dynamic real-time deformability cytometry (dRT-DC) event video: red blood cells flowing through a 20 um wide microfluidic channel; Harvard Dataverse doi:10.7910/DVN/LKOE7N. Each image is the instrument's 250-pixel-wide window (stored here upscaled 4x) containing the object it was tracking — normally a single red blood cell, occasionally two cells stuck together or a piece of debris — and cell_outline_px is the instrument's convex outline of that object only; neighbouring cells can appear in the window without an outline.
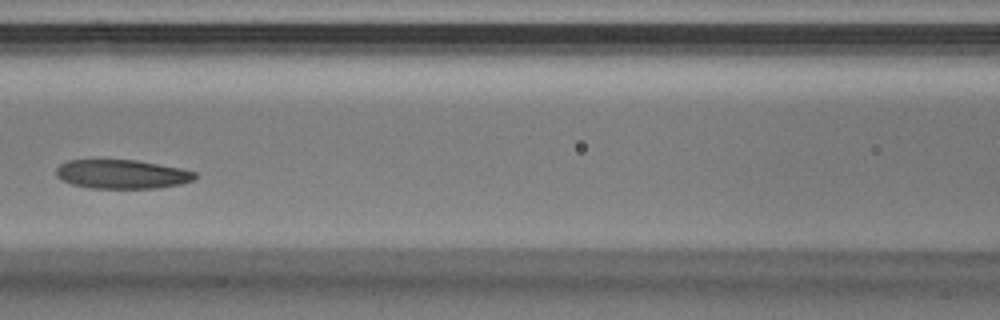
{"species": "Egyptian fruit bat (a non-hibernating species)", "species_latin": "Rousettus aegyptiacus", "temperature_condition": "warm", "stored_images_in_passage": 38, "camera_frame_rate_fps": 3000, "um_per_image_px": 0.085, "animal": {"sex": "male"}, "frame": {"image": 1, "passage_image": 15, "time_ms": 4.667, "image_size_px": [1000, 320], "cell_outline_px": [[196, 176], [192, 180], [180, 184], [160, 188], [92, 188], [72, 184], [60, 180], [56, 176], [56, 168], [60, 164], [68, 160], [136, 160], [180, 168], [196, 172]], "centroid_in_image_um": [10.34, 14.81], "position_along_channel_um": 156.3, "area_um2": 23.41}}
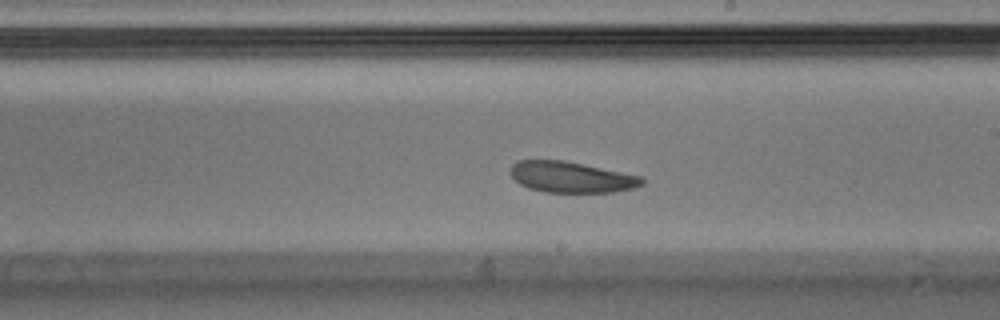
{"frame": {"image": 2, "passage_image": 20, "time_ms": 6.333, "image_size_px": [1000, 320], "cell_outline_px": [[644, 184], [632, 188], [612, 192], [544, 192], [528, 188], [520, 184], [508, 172], [512, 164], [516, 160], [564, 160], [640, 176], [644, 180]], "centroid_in_image_um": [48.5, 15.05], "position_along_channel_um": 240.5, "area_um2": 23.64}}
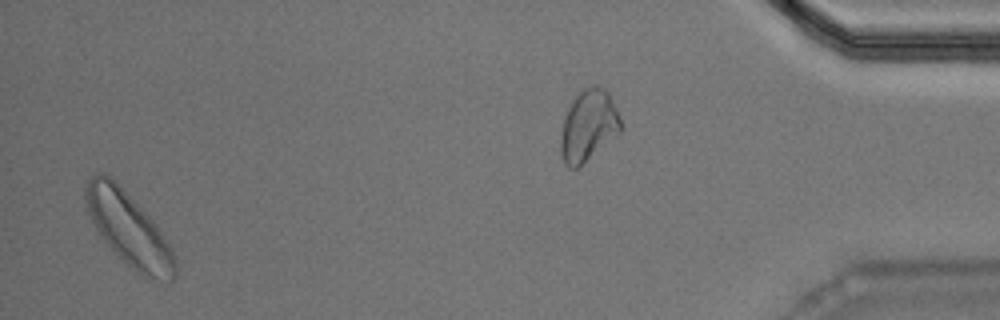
{"frame": {"image": 3, "passage_image": 36, "time_ms": 11.667, "image_size_px": [1000, 320], "cell_outline_px": [[176, 276], [172, 280], [144, 276], [136, 272], [104, 240], [96, 228], [88, 212], [84, 196], [84, 188], [88, 180], [96, 172], [104, 172], [112, 176], [156, 224], [172, 248], [176, 264]], "centroid_in_image_um": [10.92, 19.4], "position_along_channel_um": 424.3, "area_um2": 37.69}}